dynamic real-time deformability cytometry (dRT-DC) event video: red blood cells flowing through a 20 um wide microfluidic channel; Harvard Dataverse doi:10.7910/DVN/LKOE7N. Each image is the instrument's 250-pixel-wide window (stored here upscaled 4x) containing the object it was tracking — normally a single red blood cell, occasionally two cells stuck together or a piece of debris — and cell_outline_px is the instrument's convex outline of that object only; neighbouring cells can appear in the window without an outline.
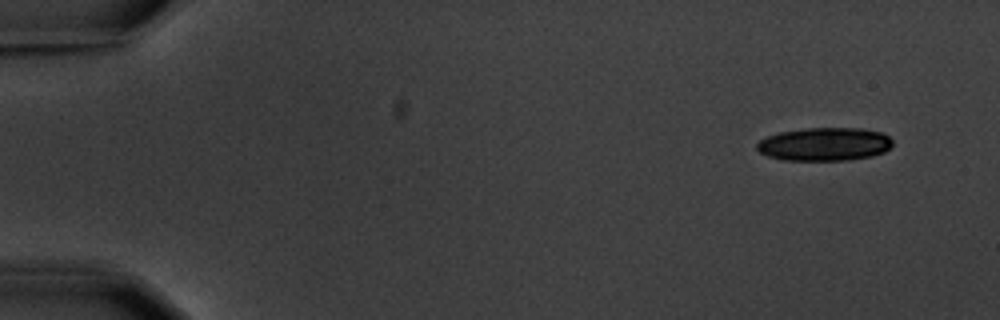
{"species": "common noctule bat (a hibernating species)", "species_latin": "Nyctalus noctula", "temperature_condition": "warm", "stored_images_in_passage": 5, "camera_frame_rate_fps": 3000, "um_per_image_px": 0.085, "animal": {"sex": "male", "body_mass_g": 20.1, "forearm_length_mm": 53.5}, "frame": {"image": 1, "passage_image": 1, "time_ms": 0.0, "image_size_px": [1000, 320], "cell_outline_px": [[892, 144], [884, 152], [872, 156], [848, 160], [784, 160], [768, 156], [760, 152], [756, 148], [756, 144], [760, 140], [768, 136], [780, 132], [808, 128], [864, 128], [884, 132], [892, 140]], "centroid_in_image_um": [70.11, 12.25], "position_along_channel_um": 14.9, "area_um2": 26.36}}